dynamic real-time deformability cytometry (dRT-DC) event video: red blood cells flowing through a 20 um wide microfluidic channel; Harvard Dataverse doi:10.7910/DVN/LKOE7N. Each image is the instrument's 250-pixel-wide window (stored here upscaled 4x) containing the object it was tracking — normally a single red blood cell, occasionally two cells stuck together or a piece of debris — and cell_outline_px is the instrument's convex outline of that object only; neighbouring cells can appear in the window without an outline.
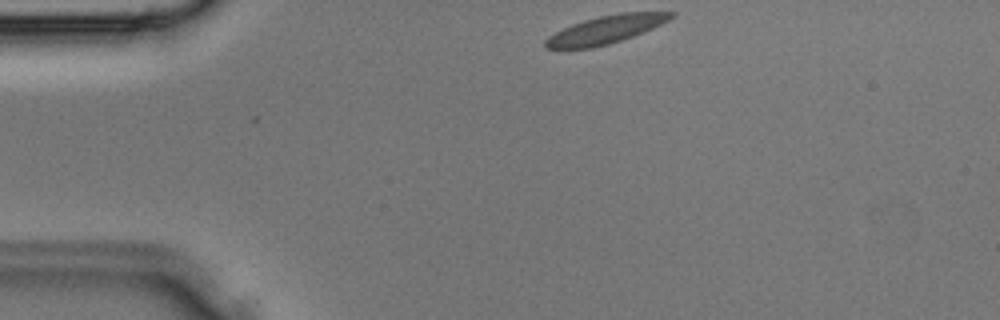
{"species": "Egyptian fruit bat (a non-hibernating species)", "species_latin": "Rousettus aegyptiacus", "temperature_condition": "room temperature", "stored_images_in_passage": 30, "camera_frame_rate_fps": 3000, "um_per_image_px": 0.085, "animal": {"sex": "male"}, "frame": {"image": 1, "passage_image": 1, "time_ms": 0.0, "image_size_px": [1000, 320], "cell_outline_px": [[676, 16], [644, 32], [608, 44], [592, 48], [544, 48], [544, 40], [548, 36], [572, 24], [584, 20], [600, 16], [620, 12], [676, 12]], "centroid_in_image_um": [51.49, 2.51], "position_along_channel_um": 33.5, "area_um2": 20.23}}
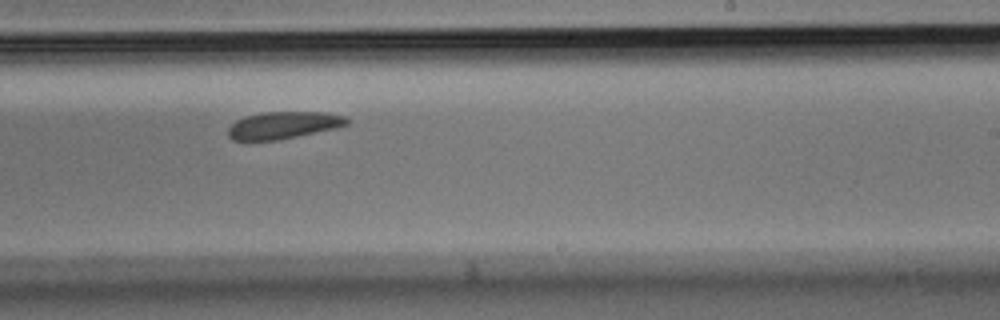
{"frame": {"image": 2, "passage_image": 16, "time_ms": 5.0, "image_size_px": [1000, 320], "cell_outline_px": [[348, 124], [336, 128], [280, 140], [232, 140], [228, 136], [228, 128], [236, 120], [244, 116], [264, 112], [328, 112], [344, 116], [348, 120]], "centroid_in_image_um": [24.08, 10.64], "position_along_channel_um": 264.9, "area_um2": 18.84}}
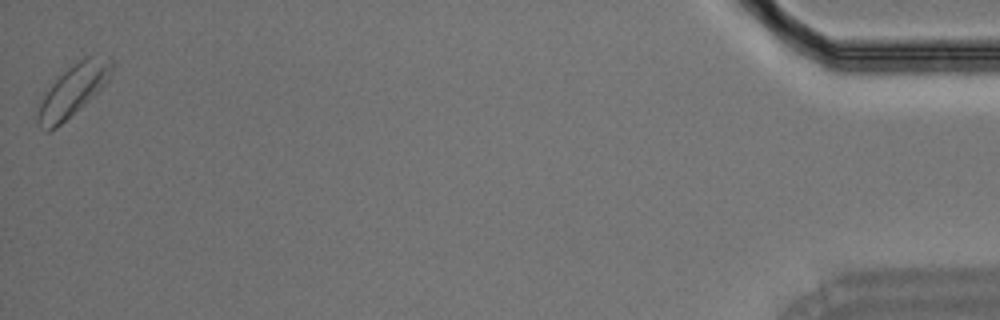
{"frame": {"image": 3, "passage_image": 30, "time_ms": 9.667, "image_size_px": [1000, 320], "cell_outline_px": [[112, 72], [108, 80], [84, 104], [56, 128], [48, 132], [44, 132], [36, 120], [36, 116], [44, 92], [68, 68], [80, 60], [88, 56], [92, 56], [112, 60]], "centroid_in_image_um": [6.16, 7.73], "position_along_channel_um": 429.0, "area_um2": 21.44}}